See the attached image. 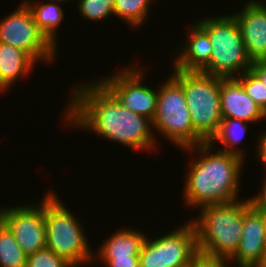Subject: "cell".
I'll use <instances>...</instances> for the list:
<instances>
[{
	"mask_svg": "<svg viewBox=\"0 0 266 267\" xmlns=\"http://www.w3.org/2000/svg\"><path fill=\"white\" fill-rule=\"evenodd\" d=\"M153 131L159 133L180 149L197 146L206 141L194 130L186 104L183 85L172 75L158 87Z\"/></svg>",
	"mask_w": 266,
	"mask_h": 267,
	"instance_id": "6",
	"label": "cell"
},
{
	"mask_svg": "<svg viewBox=\"0 0 266 267\" xmlns=\"http://www.w3.org/2000/svg\"><path fill=\"white\" fill-rule=\"evenodd\" d=\"M27 255L0 219V267H26Z\"/></svg>",
	"mask_w": 266,
	"mask_h": 267,
	"instance_id": "21",
	"label": "cell"
},
{
	"mask_svg": "<svg viewBox=\"0 0 266 267\" xmlns=\"http://www.w3.org/2000/svg\"><path fill=\"white\" fill-rule=\"evenodd\" d=\"M54 192L50 189L43 196L46 248L73 267L91 265L94 252L84 232L85 227Z\"/></svg>",
	"mask_w": 266,
	"mask_h": 267,
	"instance_id": "4",
	"label": "cell"
},
{
	"mask_svg": "<svg viewBox=\"0 0 266 267\" xmlns=\"http://www.w3.org/2000/svg\"><path fill=\"white\" fill-rule=\"evenodd\" d=\"M77 2L81 18L87 19V21H103L114 16L115 0H78Z\"/></svg>",
	"mask_w": 266,
	"mask_h": 267,
	"instance_id": "22",
	"label": "cell"
},
{
	"mask_svg": "<svg viewBox=\"0 0 266 267\" xmlns=\"http://www.w3.org/2000/svg\"><path fill=\"white\" fill-rule=\"evenodd\" d=\"M220 106L222 118L239 119L250 125L266 120L264 111L248 96L235 77H221Z\"/></svg>",
	"mask_w": 266,
	"mask_h": 267,
	"instance_id": "14",
	"label": "cell"
},
{
	"mask_svg": "<svg viewBox=\"0 0 266 267\" xmlns=\"http://www.w3.org/2000/svg\"><path fill=\"white\" fill-rule=\"evenodd\" d=\"M266 247L263 215L251 203L244 209L242 236L235 255L229 260L238 267H256Z\"/></svg>",
	"mask_w": 266,
	"mask_h": 267,
	"instance_id": "13",
	"label": "cell"
},
{
	"mask_svg": "<svg viewBox=\"0 0 266 267\" xmlns=\"http://www.w3.org/2000/svg\"><path fill=\"white\" fill-rule=\"evenodd\" d=\"M84 83L71 88L62 117L67 128L93 132L128 149L156 151L151 120L126 109L99 79Z\"/></svg>",
	"mask_w": 266,
	"mask_h": 267,
	"instance_id": "1",
	"label": "cell"
},
{
	"mask_svg": "<svg viewBox=\"0 0 266 267\" xmlns=\"http://www.w3.org/2000/svg\"><path fill=\"white\" fill-rule=\"evenodd\" d=\"M0 42L23 50L36 63H50L58 51L40 31L23 0L13 12L0 19Z\"/></svg>",
	"mask_w": 266,
	"mask_h": 267,
	"instance_id": "9",
	"label": "cell"
},
{
	"mask_svg": "<svg viewBox=\"0 0 266 267\" xmlns=\"http://www.w3.org/2000/svg\"><path fill=\"white\" fill-rule=\"evenodd\" d=\"M38 204L3 206L0 219L11 230L15 240L28 256L46 248V224L43 199Z\"/></svg>",
	"mask_w": 266,
	"mask_h": 267,
	"instance_id": "11",
	"label": "cell"
},
{
	"mask_svg": "<svg viewBox=\"0 0 266 267\" xmlns=\"http://www.w3.org/2000/svg\"><path fill=\"white\" fill-rule=\"evenodd\" d=\"M263 215V222H264V227H265V233H266V212H261Z\"/></svg>",
	"mask_w": 266,
	"mask_h": 267,
	"instance_id": "31",
	"label": "cell"
},
{
	"mask_svg": "<svg viewBox=\"0 0 266 267\" xmlns=\"http://www.w3.org/2000/svg\"><path fill=\"white\" fill-rule=\"evenodd\" d=\"M181 150L192 155L193 159L185 177L182 195L185 205L200 209L206 205L226 204L241 199L238 197H241V171L245 167L243 158L218 149L216 151L209 142ZM194 152H199V155H194Z\"/></svg>",
	"mask_w": 266,
	"mask_h": 267,
	"instance_id": "2",
	"label": "cell"
},
{
	"mask_svg": "<svg viewBox=\"0 0 266 267\" xmlns=\"http://www.w3.org/2000/svg\"><path fill=\"white\" fill-rule=\"evenodd\" d=\"M140 229L119 228L111 236L98 245L97 253L93 257H139L141 246L146 233Z\"/></svg>",
	"mask_w": 266,
	"mask_h": 267,
	"instance_id": "17",
	"label": "cell"
},
{
	"mask_svg": "<svg viewBox=\"0 0 266 267\" xmlns=\"http://www.w3.org/2000/svg\"><path fill=\"white\" fill-rule=\"evenodd\" d=\"M250 203L248 198L198 209V217L190 220L196 231L198 253L210 258L230 260L242 236L244 209Z\"/></svg>",
	"mask_w": 266,
	"mask_h": 267,
	"instance_id": "3",
	"label": "cell"
},
{
	"mask_svg": "<svg viewBox=\"0 0 266 267\" xmlns=\"http://www.w3.org/2000/svg\"><path fill=\"white\" fill-rule=\"evenodd\" d=\"M244 88L248 96L256 102V104L266 114V86L251 71H246L235 77Z\"/></svg>",
	"mask_w": 266,
	"mask_h": 267,
	"instance_id": "23",
	"label": "cell"
},
{
	"mask_svg": "<svg viewBox=\"0 0 266 267\" xmlns=\"http://www.w3.org/2000/svg\"><path fill=\"white\" fill-rule=\"evenodd\" d=\"M256 267H266V247H265V250L263 252L262 259Z\"/></svg>",
	"mask_w": 266,
	"mask_h": 267,
	"instance_id": "30",
	"label": "cell"
},
{
	"mask_svg": "<svg viewBox=\"0 0 266 267\" xmlns=\"http://www.w3.org/2000/svg\"><path fill=\"white\" fill-rule=\"evenodd\" d=\"M172 71V75L183 85L194 130L209 142L223 119L220 106L221 77L174 68Z\"/></svg>",
	"mask_w": 266,
	"mask_h": 267,
	"instance_id": "7",
	"label": "cell"
},
{
	"mask_svg": "<svg viewBox=\"0 0 266 267\" xmlns=\"http://www.w3.org/2000/svg\"><path fill=\"white\" fill-rule=\"evenodd\" d=\"M262 189L259 190L258 194L250 197L251 204L260 212H266V175L263 176Z\"/></svg>",
	"mask_w": 266,
	"mask_h": 267,
	"instance_id": "27",
	"label": "cell"
},
{
	"mask_svg": "<svg viewBox=\"0 0 266 267\" xmlns=\"http://www.w3.org/2000/svg\"><path fill=\"white\" fill-rule=\"evenodd\" d=\"M154 238L146 236L139 254V267H190L199 254L195 227L190 220Z\"/></svg>",
	"mask_w": 266,
	"mask_h": 267,
	"instance_id": "8",
	"label": "cell"
},
{
	"mask_svg": "<svg viewBox=\"0 0 266 267\" xmlns=\"http://www.w3.org/2000/svg\"><path fill=\"white\" fill-rule=\"evenodd\" d=\"M238 12L231 13L237 20L249 58L266 60V2L249 0Z\"/></svg>",
	"mask_w": 266,
	"mask_h": 267,
	"instance_id": "12",
	"label": "cell"
},
{
	"mask_svg": "<svg viewBox=\"0 0 266 267\" xmlns=\"http://www.w3.org/2000/svg\"><path fill=\"white\" fill-rule=\"evenodd\" d=\"M250 70L266 86V60L252 61Z\"/></svg>",
	"mask_w": 266,
	"mask_h": 267,
	"instance_id": "29",
	"label": "cell"
},
{
	"mask_svg": "<svg viewBox=\"0 0 266 267\" xmlns=\"http://www.w3.org/2000/svg\"><path fill=\"white\" fill-rule=\"evenodd\" d=\"M264 133H261L260 137L257 139L259 142H256V150L258 160L261 162L262 167L265 169L266 173V130ZM266 175V174H265Z\"/></svg>",
	"mask_w": 266,
	"mask_h": 267,
	"instance_id": "28",
	"label": "cell"
},
{
	"mask_svg": "<svg viewBox=\"0 0 266 267\" xmlns=\"http://www.w3.org/2000/svg\"><path fill=\"white\" fill-rule=\"evenodd\" d=\"M230 261L227 259L210 258L201 254H198L194 259L190 267H231Z\"/></svg>",
	"mask_w": 266,
	"mask_h": 267,
	"instance_id": "26",
	"label": "cell"
},
{
	"mask_svg": "<svg viewBox=\"0 0 266 267\" xmlns=\"http://www.w3.org/2000/svg\"><path fill=\"white\" fill-rule=\"evenodd\" d=\"M96 262L106 267H139V257H93L92 263Z\"/></svg>",
	"mask_w": 266,
	"mask_h": 267,
	"instance_id": "25",
	"label": "cell"
},
{
	"mask_svg": "<svg viewBox=\"0 0 266 267\" xmlns=\"http://www.w3.org/2000/svg\"><path fill=\"white\" fill-rule=\"evenodd\" d=\"M197 23L207 32L212 53L210 64L203 73L231 78L249 71V58L237 20L232 14L199 18Z\"/></svg>",
	"mask_w": 266,
	"mask_h": 267,
	"instance_id": "5",
	"label": "cell"
},
{
	"mask_svg": "<svg viewBox=\"0 0 266 267\" xmlns=\"http://www.w3.org/2000/svg\"><path fill=\"white\" fill-rule=\"evenodd\" d=\"M36 62L23 50L0 42V92L4 93L16 81L28 76Z\"/></svg>",
	"mask_w": 266,
	"mask_h": 267,
	"instance_id": "16",
	"label": "cell"
},
{
	"mask_svg": "<svg viewBox=\"0 0 266 267\" xmlns=\"http://www.w3.org/2000/svg\"><path fill=\"white\" fill-rule=\"evenodd\" d=\"M248 124L250 123L239 119L223 118L217 133L212 137L209 143L212 146L220 143L223 148L221 147L219 149L218 147V150L238 155L245 160V150L240 149V147L237 148L236 146H239L243 137H245L248 130L247 128H249Z\"/></svg>",
	"mask_w": 266,
	"mask_h": 267,
	"instance_id": "19",
	"label": "cell"
},
{
	"mask_svg": "<svg viewBox=\"0 0 266 267\" xmlns=\"http://www.w3.org/2000/svg\"><path fill=\"white\" fill-rule=\"evenodd\" d=\"M26 267H73L48 248L27 256Z\"/></svg>",
	"mask_w": 266,
	"mask_h": 267,
	"instance_id": "24",
	"label": "cell"
},
{
	"mask_svg": "<svg viewBox=\"0 0 266 267\" xmlns=\"http://www.w3.org/2000/svg\"><path fill=\"white\" fill-rule=\"evenodd\" d=\"M154 0H115L113 6L114 17L121 19L130 29L140 28L147 22L149 17L150 5Z\"/></svg>",
	"mask_w": 266,
	"mask_h": 267,
	"instance_id": "20",
	"label": "cell"
},
{
	"mask_svg": "<svg viewBox=\"0 0 266 267\" xmlns=\"http://www.w3.org/2000/svg\"><path fill=\"white\" fill-rule=\"evenodd\" d=\"M131 64L99 81L126 109L152 121L156 114L158 87L155 89L142 82L145 69L135 63Z\"/></svg>",
	"mask_w": 266,
	"mask_h": 267,
	"instance_id": "10",
	"label": "cell"
},
{
	"mask_svg": "<svg viewBox=\"0 0 266 267\" xmlns=\"http://www.w3.org/2000/svg\"><path fill=\"white\" fill-rule=\"evenodd\" d=\"M34 1V2H33ZM24 0L29 7L34 21L40 31L46 36V38L55 46L58 47V26L62 23L64 18V11L61 7V3L67 2L66 0H48L41 4L35 0ZM59 3V4H58ZM57 35V36H56Z\"/></svg>",
	"mask_w": 266,
	"mask_h": 267,
	"instance_id": "18",
	"label": "cell"
},
{
	"mask_svg": "<svg viewBox=\"0 0 266 267\" xmlns=\"http://www.w3.org/2000/svg\"><path fill=\"white\" fill-rule=\"evenodd\" d=\"M187 40L183 47L175 53L174 62L171 63L174 69L187 72H202L209 64L212 53L207 32L195 21L189 24Z\"/></svg>",
	"mask_w": 266,
	"mask_h": 267,
	"instance_id": "15",
	"label": "cell"
}]
</instances>
